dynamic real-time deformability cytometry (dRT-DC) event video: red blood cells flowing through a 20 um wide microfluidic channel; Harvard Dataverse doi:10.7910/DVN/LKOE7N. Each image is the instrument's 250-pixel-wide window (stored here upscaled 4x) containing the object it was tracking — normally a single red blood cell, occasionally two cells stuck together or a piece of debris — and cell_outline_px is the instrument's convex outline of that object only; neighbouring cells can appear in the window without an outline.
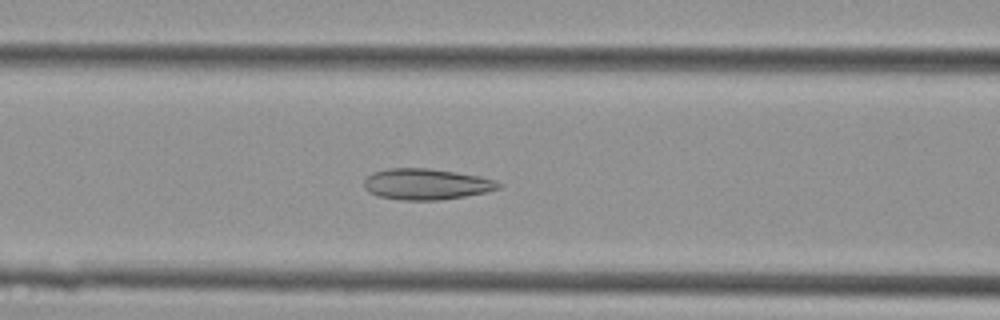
{"species": "Egyptian fruit bat (a non-hibernating species)", "species_latin": "Rousettus aegyptiacus", "temperature_condition": "cold", "stored_images_in_passage": 26, "camera_frame_rate_fps": 3000, "um_per_image_px": 0.085, "animal": {"sex": "female"}, "frame": {"image": 1, "passage_image": 6, "time_ms": 1.667, "image_size_px": [1000, 320], "cell_outline_px": [[504, 184], [500, 188], [488, 192], [440, 200], [400, 200], [380, 196], [368, 192], [364, 188], [364, 180], [372, 172], [388, 168], [428, 168], [456, 172], [480, 176], [496, 180]], "centroid_in_image_um": [36.26, 15.65], "position_along_channel_um": 130.3, "area_um2": 24.51}}
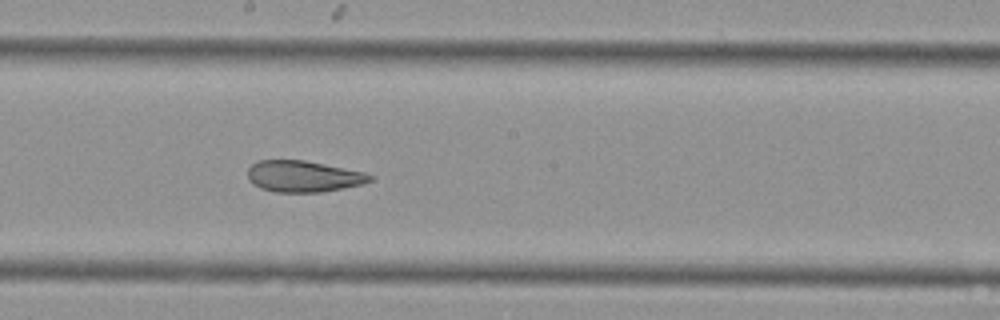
{"frame": {"image": 2, "passage_image": 12, "time_ms": 3.667, "image_size_px": [1000, 320], "cell_outline_px": [[376, 176], [372, 180], [364, 184], [320, 192], [276, 192], [260, 188], [248, 180], [248, 168], [252, 164], [260, 160], [304, 160], [364, 172]], "centroid_in_image_um": [25.8, 14.99], "position_along_channel_um": 222.4, "area_um2": 22.31}}
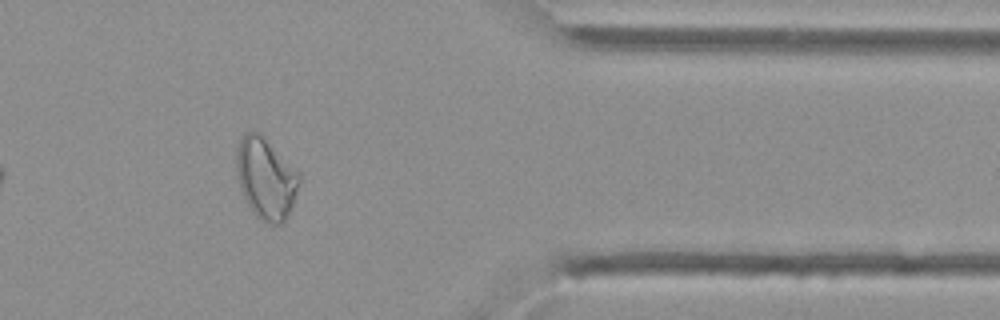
{"frame": {"image": 3, "passage_image": 24, "time_ms": 7.667, "image_size_px": [1000, 320], "cell_outline_px": [[300, 180], [288, 216], [280, 224], [264, 224], [252, 212], [244, 196], [240, 184], [236, 168], [236, 148], [244, 132], [260, 132], [300, 172]], "centroid_in_image_um": [22.6, 15.15], "position_along_channel_um": 388.8, "area_um2": 29.77}}